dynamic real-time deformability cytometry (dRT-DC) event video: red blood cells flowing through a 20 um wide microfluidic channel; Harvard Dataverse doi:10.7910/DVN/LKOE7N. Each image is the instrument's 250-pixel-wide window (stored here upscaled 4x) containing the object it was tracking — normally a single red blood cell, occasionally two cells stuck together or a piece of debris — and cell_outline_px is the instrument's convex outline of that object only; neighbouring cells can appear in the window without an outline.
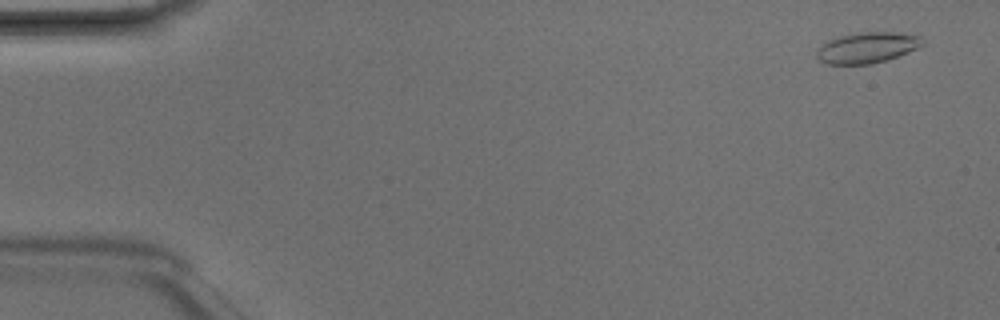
{"species": "Egyptian fruit bat (a non-hibernating species)", "species_latin": "Rousettus aegyptiacus", "temperature_condition": "room temperature", "stored_images_in_passage": 4, "camera_frame_rate_fps": 3000, "um_per_image_px": 0.085, "animal": {"sex": "male"}, "frame": {"image": 1, "passage_image": 1, "time_ms": 0.0, "image_size_px": [1000, 320], "cell_outline_px": [[924, 44], [916, 48], [896, 56], [872, 64], [824, 64], [816, 56], [816, 48], [820, 44], [828, 40], [840, 36], [860, 32], [900, 32], [920, 36], [924, 40]], "centroid_in_image_um": [73.66, 4.04], "position_along_channel_um": 11.3, "area_um2": 19.02}}